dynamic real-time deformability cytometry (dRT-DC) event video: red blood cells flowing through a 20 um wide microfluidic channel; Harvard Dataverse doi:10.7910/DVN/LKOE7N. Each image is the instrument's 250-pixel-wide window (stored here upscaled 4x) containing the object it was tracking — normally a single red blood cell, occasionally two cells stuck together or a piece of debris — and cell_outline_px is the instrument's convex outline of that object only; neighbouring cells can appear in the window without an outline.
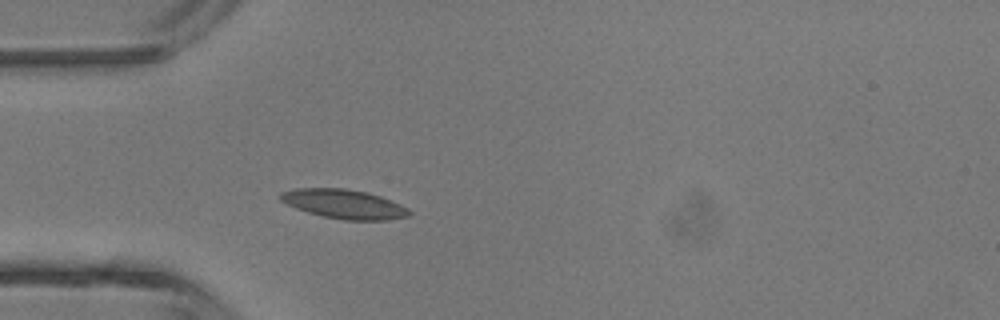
{"species": "common noctule bat (a hibernating species)", "species_latin": "Nyctalus noctula", "temperature_condition": "room temperature", "stored_images_in_passage": 1, "camera_frame_rate_fps": 3000, "um_per_image_px": 0.085, "animal": {"sex": "male", "body_mass_g": 13.3}, "frame": {"image": 1, "passage_image": 1, "time_ms": 0.0, "image_size_px": [1000, 320], "cell_outline_px": [[412, 212], [408, 216], [384, 220], [344, 220], [324, 216], [308, 212], [296, 208], [280, 200], [276, 196], [280, 192], [296, 188], [344, 188], [368, 192], [380, 196], [400, 204], [408, 208]], "centroid_in_image_um": [29.22, 17.33], "position_along_channel_um": 55.8, "area_um2": 21.91}}